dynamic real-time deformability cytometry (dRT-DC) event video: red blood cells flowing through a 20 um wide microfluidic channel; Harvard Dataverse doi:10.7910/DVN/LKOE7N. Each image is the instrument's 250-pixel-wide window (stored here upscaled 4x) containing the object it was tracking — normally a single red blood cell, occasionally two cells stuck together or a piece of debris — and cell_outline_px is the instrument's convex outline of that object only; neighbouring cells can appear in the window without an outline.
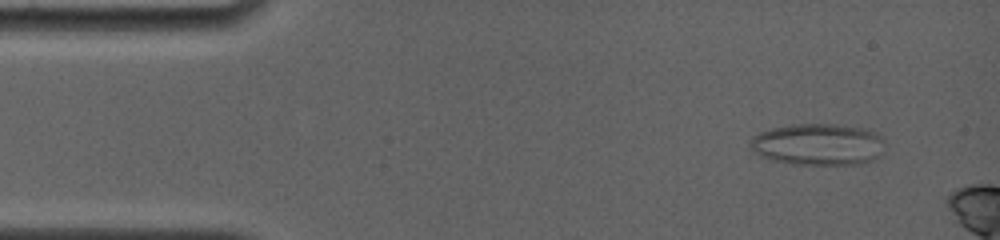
{"species": "common noctule bat (a hibernating species)", "species_latin": "Nyctalus noctula", "temperature_condition": "room temperature", "stored_images_in_passage": 18, "camera_frame_rate_fps": 4000, "um_per_image_px": 0.085, "animal": {"sex": "female", "body_mass_g": 19.0, "forearm_length_mm": 56.7}, "frame": {"image": 1, "passage_image": 1, "time_ms": 0.0, "image_size_px": [1000, 240], "cell_outline_px": [[884, 140], [880, 156], [872, 160], [860, 164], [792, 164], [772, 160], [760, 156], [752, 152], [748, 144], [752, 136], [760, 132], [772, 128], [792, 124], [836, 124], [868, 128], [880, 136]], "centroid_in_image_um": [69.51, 12.27], "position_along_channel_um": 15.5, "area_um2": 33.06}}
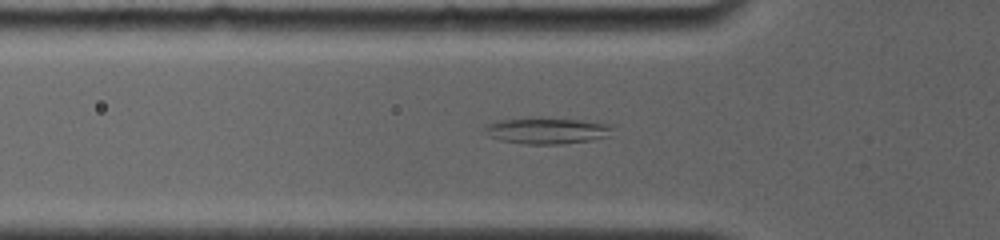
{"frame": {"image": 2, "passage_image": 15, "time_ms": 4.0, "image_size_px": [1000, 240], "cell_outline_px": [[612, 128], [608, 136], [592, 140], [560, 144], [524, 144], [500, 140], [488, 136], [484, 128], [484, 124], [496, 120], [528, 116], [544, 116], [584, 120], [612, 124]], "centroid_in_image_um": [46.43, 11.06], "position_along_channel_um": 79.4, "area_um2": 20.4}}